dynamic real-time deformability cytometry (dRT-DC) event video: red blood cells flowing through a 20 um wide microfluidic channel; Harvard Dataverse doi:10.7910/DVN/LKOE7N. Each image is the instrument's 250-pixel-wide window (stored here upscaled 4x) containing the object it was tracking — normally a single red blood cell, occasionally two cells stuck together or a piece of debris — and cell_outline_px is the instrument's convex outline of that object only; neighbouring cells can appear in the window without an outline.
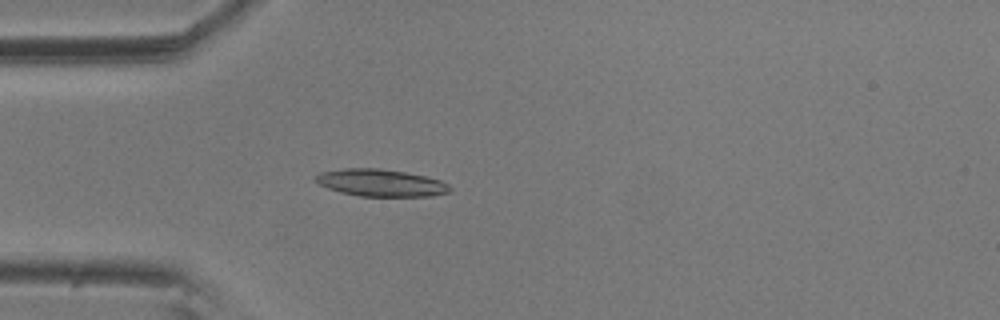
{"species": "common noctule bat (a hibernating species)", "species_latin": "Nyctalus noctula", "temperature_condition": "room temperature", "stored_images_in_passage": 4, "camera_frame_rate_fps": 3000, "um_per_image_px": 0.085, "animal": {"sex": "male", "body_mass_g": 20.5, "forearm_length_mm": 52.5}, "frame": {"image": 1, "passage_image": 4, "time_ms": 1.0, "image_size_px": [1000, 320], "cell_outline_px": [[452, 192], [432, 196], [360, 196], [340, 192], [328, 188], [320, 184], [316, 180], [316, 176], [320, 172], [344, 168], [380, 168], [404, 172], [424, 176], [440, 180], [448, 184], [452, 188]], "centroid_in_image_um": [32.41, 15.54], "position_along_channel_um": 52.6, "area_um2": 21.21}}